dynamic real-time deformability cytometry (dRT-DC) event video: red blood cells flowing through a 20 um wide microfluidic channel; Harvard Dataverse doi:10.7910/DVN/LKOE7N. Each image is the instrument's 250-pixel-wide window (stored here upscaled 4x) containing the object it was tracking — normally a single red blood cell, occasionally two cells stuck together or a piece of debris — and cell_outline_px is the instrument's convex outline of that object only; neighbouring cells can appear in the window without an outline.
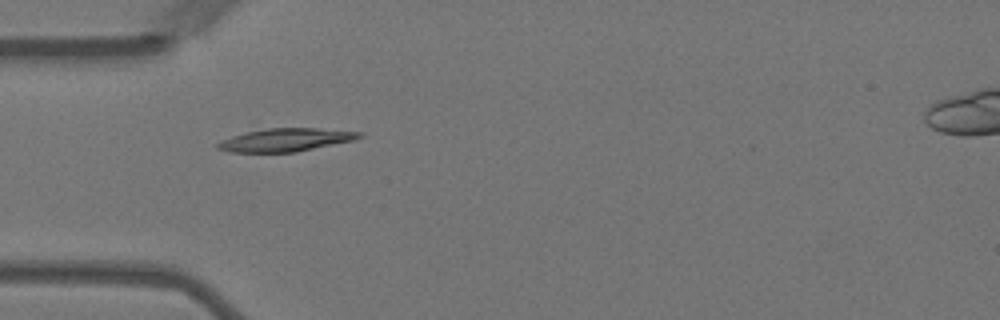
{"species": "Egyptian fruit bat (a non-hibernating species)", "species_latin": "Rousettus aegyptiacus", "temperature_condition": "warm", "stored_images_in_passage": 41, "camera_frame_rate_fps": 3000, "um_per_image_px": 0.085, "animal": {"sex": "female"}, "frame": {"image": 1, "passage_image": 1, "time_ms": 0.0, "image_size_px": [1000, 320], "cell_outline_px": [[364, 136], [356, 140], [296, 152], [228, 152], [216, 148], [216, 144], [220, 140], [232, 136], [248, 132], [268, 128], [316, 128], [364, 132]], "centroid_in_image_um": [24.32, 11.89], "position_along_channel_um": 60.7, "area_um2": 19.13}}
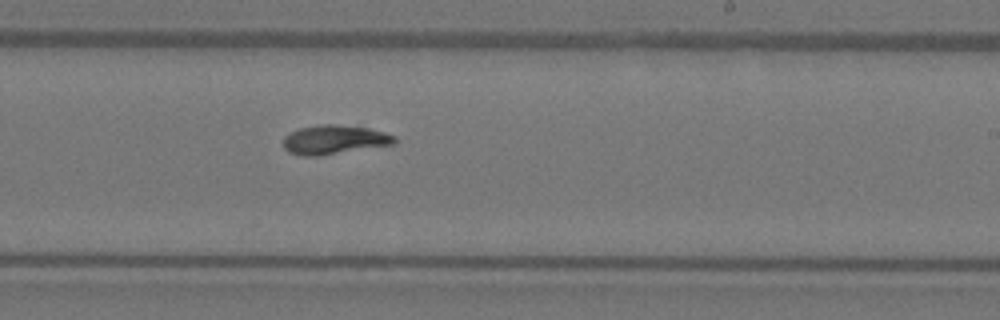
{"frame": {"image": 2, "passage_image": 18, "time_ms": 5.667, "image_size_px": [1000, 320], "cell_outline_px": [[396, 144], [316, 156], [304, 156], [288, 152], [284, 148], [284, 136], [300, 128], [320, 124], [332, 124], [368, 128], [384, 132], [396, 136]], "centroid_in_image_um": [28.43, 11.87], "position_along_channel_um": 260.6, "area_um2": 18.73}}
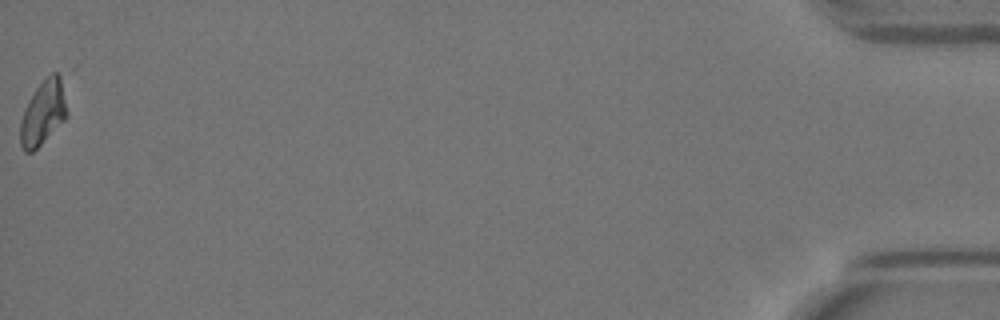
{"frame": {"image": 3, "passage_image": 41, "time_ms": 13.333, "image_size_px": [1000, 320], "cell_outline_px": [[76, 68], [68, 116], [32, 152], [24, 152], [20, 144], [20, 120], [24, 108], [36, 88], [52, 72], [76, 64]], "centroid_in_image_um": [3.97, 9.19], "position_along_channel_um": 431.2, "area_um2": 20.4}, "authors_computed_cell_mechanics": {"area_um2": 18.4382, "velocity_mm_per_s": 3.5578, "shape_relaxation_time_tau1_ms": 8.499, "shape_relaxation_time_tau2_ms": 3.0596, "deformation_change_tau1": 0.2213, "deformation_change_tau2": 0.053}}